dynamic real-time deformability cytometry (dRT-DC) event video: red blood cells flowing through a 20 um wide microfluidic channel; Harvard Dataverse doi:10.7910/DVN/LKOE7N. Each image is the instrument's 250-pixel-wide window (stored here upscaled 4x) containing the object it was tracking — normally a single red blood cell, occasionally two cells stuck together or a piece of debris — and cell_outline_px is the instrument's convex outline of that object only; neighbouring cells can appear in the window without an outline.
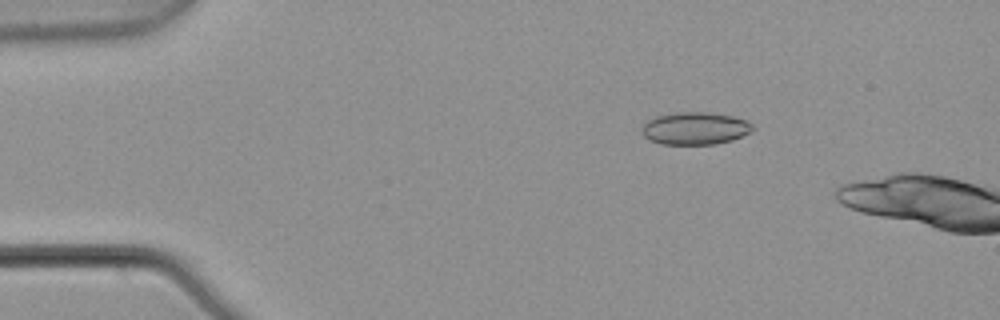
{"species": "common noctule bat (a hibernating species)", "species_latin": "Nyctalus noctula", "temperature_condition": "warm", "stored_images_in_passage": 3, "camera_frame_rate_fps": 3000, "um_per_image_px": 0.085, "animal": {"sex": "male", "body_mass_g": 21.5, "forearm_length_mm": 52.0}, "frame": {"image": 1, "passage_image": 2, "time_ms": 0.333, "image_size_px": [1000, 320], "cell_outline_px": [[756, 128], [752, 132], [732, 140], [716, 144], [660, 144], [648, 140], [640, 132], [640, 128], [648, 120], [656, 116], [676, 112], [708, 112], [732, 116], [744, 120], [752, 124]], "centroid_in_image_um": [59.06, 10.92], "position_along_channel_um": 25.9, "area_um2": 21.21}}